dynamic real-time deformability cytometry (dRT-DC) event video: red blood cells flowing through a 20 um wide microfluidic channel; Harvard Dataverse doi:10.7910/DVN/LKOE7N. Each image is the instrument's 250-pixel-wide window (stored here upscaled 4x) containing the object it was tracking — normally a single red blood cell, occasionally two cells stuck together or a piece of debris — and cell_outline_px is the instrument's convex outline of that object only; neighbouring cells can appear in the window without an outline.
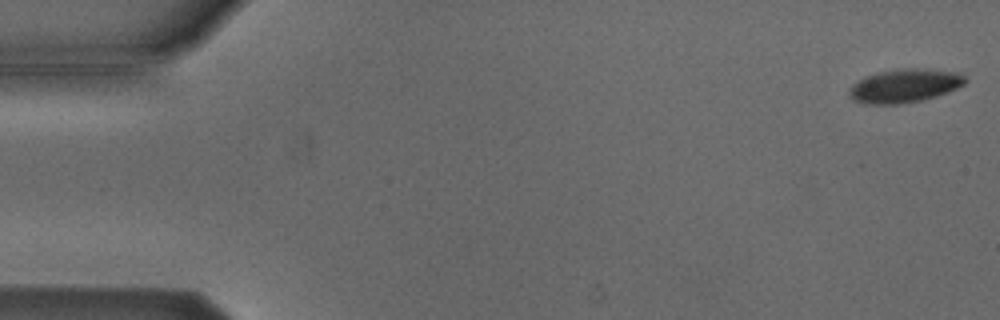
{"species": "Egyptian fruit bat (a non-hibernating species)", "species_latin": "Rousettus aegyptiacus", "temperature_condition": "cold", "stored_images_in_passage": 53, "camera_frame_rate_fps": 3000, "um_per_image_px": 0.085, "animal": {"sex": "male"}, "frame": {"image": 1, "passage_image": 1, "time_ms": 0.0, "image_size_px": [1000, 320], "cell_outline_px": [[968, 80], [964, 84], [948, 92], [936, 96], [920, 100], [896, 104], [868, 104], [852, 100], [848, 96], [848, 92], [852, 84], [868, 76], [880, 72], [900, 68], [924, 68], [960, 72]], "centroid_in_image_um": [76.91, 7.28], "position_along_channel_um": 8.1, "area_um2": 22.66}}
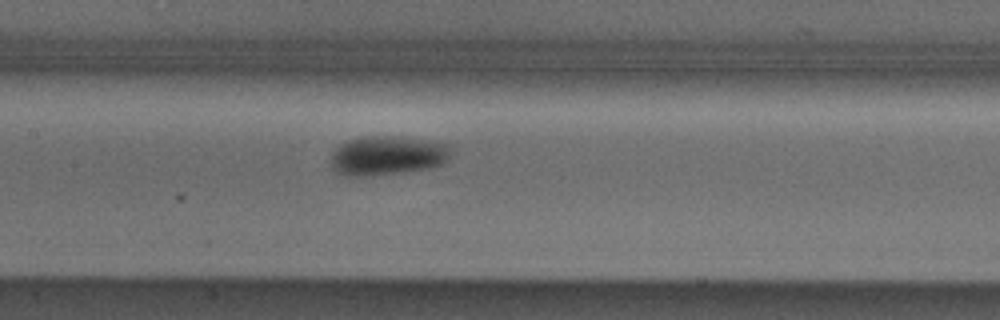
{"frame": {"image": 2, "passage_image": 25, "time_ms": 8.0, "image_size_px": [1000, 320], "cell_outline_px": [[452, 148], [448, 160], [444, 164], [432, 168], [404, 172], [368, 176], [344, 176], [336, 172], [332, 168], [332, 152], [340, 144], [348, 140], [364, 136], [392, 136], [432, 140], [448, 144]], "centroid_in_image_um": [32.96, 13.22], "position_along_channel_um": 174.4, "area_um2": 27.92}}
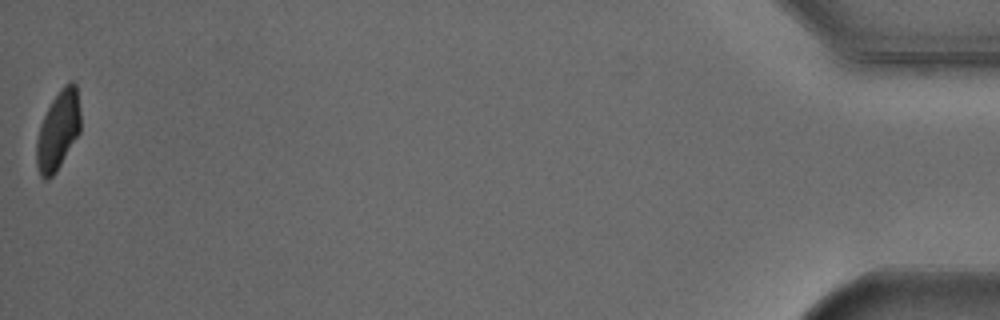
{"frame": {"image": 3, "passage_image": 53, "time_ms": 17.333, "image_size_px": [1000, 320], "cell_outline_px": [[80, 132], [56, 172], [48, 180], [44, 180], [40, 176], [36, 164], [36, 140], [40, 124], [52, 100], [60, 88], [68, 80], [72, 80], [76, 84], [80, 112]], "centroid_in_image_um": [4.93, 11.08], "position_along_channel_um": 430.3, "area_um2": 20.46}, "authors_computed_cell_mechanics": {"area_um2": 23.5824, "velocity_mm_per_s": 3.8333, "shape_relaxation_time_tau1_ms": 3.5807, "shape_relaxation_time_tau2_ms": null, "deformation_change_tau1": 0.1162, "deformation_change_tau2": null}}